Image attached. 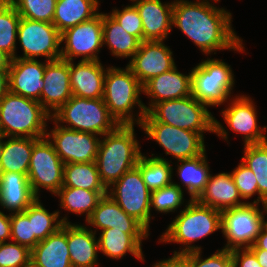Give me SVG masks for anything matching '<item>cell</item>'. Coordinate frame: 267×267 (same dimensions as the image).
I'll list each match as a JSON object with an SVG mask.
<instances>
[{"instance_id": "obj_19", "label": "cell", "mask_w": 267, "mask_h": 267, "mask_svg": "<svg viewBox=\"0 0 267 267\" xmlns=\"http://www.w3.org/2000/svg\"><path fill=\"white\" fill-rule=\"evenodd\" d=\"M9 91L40 103L44 88L45 62L37 59L14 58L9 61Z\"/></svg>"}, {"instance_id": "obj_34", "label": "cell", "mask_w": 267, "mask_h": 267, "mask_svg": "<svg viewBox=\"0 0 267 267\" xmlns=\"http://www.w3.org/2000/svg\"><path fill=\"white\" fill-rule=\"evenodd\" d=\"M62 187L81 188L91 191H108L100 179L95 162L64 164Z\"/></svg>"}, {"instance_id": "obj_47", "label": "cell", "mask_w": 267, "mask_h": 267, "mask_svg": "<svg viewBox=\"0 0 267 267\" xmlns=\"http://www.w3.org/2000/svg\"><path fill=\"white\" fill-rule=\"evenodd\" d=\"M152 267H189V253H174L171 258L159 261Z\"/></svg>"}, {"instance_id": "obj_12", "label": "cell", "mask_w": 267, "mask_h": 267, "mask_svg": "<svg viewBox=\"0 0 267 267\" xmlns=\"http://www.w3.org/2000/svg\"><path fill=\"white\" fill-rule=\"evenodd\" d=\"M33 194L39 198L40 187L56 194L63 186L64 163L47 137L34 145L28 170Z\"/></svg>"}, {"instance_id": "obj_13", "label": "cell", "mask_w": 267, "mask_h": 267, "mask_svg": "<svg viewBox=\"0 0 267 267\" xmlns=\"http://www.w3.org/2000/svg\"><path fill=\"white\" fill-rule=\"evenodd\" d=\"M17 39L23 48V57L16 58L36 59L44 56L45 61H55L61 57V33L53 23L20 19Z\"/></svg>"}, {"instance_id": "obj_33", "label": "cell", "mask_w": 267, "mask_h": 267, "mask_svg": "<svg viewBox=\"0 0 267 267\" xmlns=\"http://www.w3.org/2000/svg\"><path fill=\"white\" fill-rule=\"evenodd\" d=\"M244 148V156L241 160L257 179L259 196L253 202H262L264 212H267V141L260 144H247Z\"/></svg>"}, {"instance_id": "obj_46", "label": "cell", "mask_w": 267, "mask_h": 267, "mask_svg": "<svg viewBox=\"0 0 267 267\" xmlns=\"http://www.w3.org/2000/svg\"><path fill=\"white\" fill-rule=\"evenodd\" d=\"M234 267H261L255 254L249 248L231 250Z\"/></svg>"}, {"instance_id": "obj_20", "label": "cell", "mask_w": 267, "mask_h": 267, "mask_svg": "<svg viewBox=\"0 0 267 267\" xmlns=\"http://www.w3.org/2000/svg\"><path fill=\"white\" fill-rule=\"evenodd\" d=\"M136 7L143 26V41H164L172 28L173 2L136 0Z\"/></svg>"}, {"instance_id": "obj_3", "label": "cell", "mask_w": 267, "mask_h": 267, "mask_svg": "<svg viewBox=\"0 0 267 267\" xmlns=\"http://www.w3.org/2000/svg\"><path fill=\"white\" fill-rule=\"evenodd\" d=\"M49 114L36 100L8 91L0 99V130L6 137H46Z\"/></svg>"}, {"instance_id": "obj_17", "label": "cell", "mask_w": 267, "mask_h": 267, "mask_svg": "<svg viewBox=\"0 0 267 267\" xmlns=\"http://www.w3.org/2000/svg\"><path fill=\"white\" fill-rule=\"evenodd\" d=\"M221 112L228 127L236 133L243 134L244 145L267 141V137L262 133L267 127L260 129L257 125L255 104L249 97L241 95L233 98L229 107Z\"/></svg>"}, {"instance_id": "obj_4", "label": "cell", "mask_w": 267, "mask_h": 267, "mask_svg": "<svg viewBox=\"0 0 267 267\" xmlns=\"http://www.w3.org/2000/svg\"><path fill=\"white\" fill-rule=\"evenodd\" d=\"M143 85L126 66L125 69L108 67L105 74L103 100L110 114L121 125H141L146 114L145 104L140 100ZM138 105L140 113L134 118L132 109Z\"/></svg>"}, {"instance_id": "obj_45", "label": "cell", "mask_w": 267, "mask_h": 267, "mask_svg": "<svg viewBox=\"0 0 267 267\" xmlns=\"http://www.w3.org/2000/svg\"><path fill=\"white\" fill-rule=\"evenodd\" d=\"M201 252H189V267H234L231 250H217L206 259L200 257Z\"/></svg>"}, {"instance_id": "obj_43", "label": "cell", "mask_w": 267, "mask_h": 267, "mask_svg": "<svg viewBox=\"0 0 267 267\" xmlns=\"http://www.w3.org/2000/svg\"><path fill=\"white\" fill-rule=\"evenodd\" d=\"M130 35L135 36L140 42L143 41L142 20L136 7L128 5L120 11L116 8L110 14Z\"/></svg>"}, {"instance_id": "obj_2", "label": "cell", "mask_w": 267, "mask_h": 267, "mask_svg": "<svg viewBox=\"0 0 267 267\" xmlns=\"http://www.w3.org/2000/svg\"><path fill=\"white\" fill-rule=\"evenodd\" d=\"M141 154L134 125L120 124L113 131L103 135L95 163L105 187L108 189L127 171L136 167Z\"/></svg>"}, {"instance_id": "obj_16", "label": "cell", "mask_w": 267, "mask_h": 267, "mask_svg": "<svg viewBox=\"0 0 267 267\" xmlns=\"http://www.w3.org/2000/svg\"><path fill=\"white\" fill-rule=\"evenodd\" d=\"M172 55L163 41H142L127 66L144 85L151 78L176 66Z\"/></svg>"}, {"instance_id": "obj_39", "label": "cell", "mask_w": 267, "mask_h": 267, "mask_svg": "<svg viewBox=\"0 0 267 267\" xmlns=\"http://www.w3.org/2000/svg\"><path fill=\"white\" fill-rule=\"evenodd\" d=\"M20 17L52 23L57 0H8Z\"/></svg>"}, {"instance_id": "obj_36", "label": "cell", "mask_w": 267, "mask_h": 267, "mask_svg": "<svg viewBox=\"0 0 267 267\" xmlns=\"http://www.w3.org/2000/svg\"><path fill=\"white\" fill-rule=\"evenodd\" d=\"M136 167L140 170L144 183L150 192L170 185L173 168L167 159L161 156L147 158L140 155Z\"/></svg>"}, {"instance_id": "obj_22", "label": "cell", "mask_w": 267, "mask_h": 267, "mask_svg": "<svg viewBox=\"0 0 267 267\" xmlns=\"http://www.w3.org/2000/svg\"><path fill=\"white\" fill-rule=\"evenodd\" d=\"M70 84L73 96L96 99L103 98L107 68L100 61H69Z\"/></svg>"}, {"instance_id": "obj_50", "label": "cell", "mask_w": 267, "mask_h": 267, "mask_svg": "<svg viewBox=\"0 0 267 267\" xmlns=\"http://www.w3.org/2000/svg\"><path fill=\"white\" fill-rule=\"evenodd\" d=\"M9 91V72L0 70V99Z\"/></svg>"}, {"instance_id": "obj_18", "label": "cell", "mask_w": 267, "mask_h": 267, "mask_svg": "<svg viewBox=\"0 0 267 267\" xmlns=\"http://www.w3.org/2000/svg\"><path fill=\"white\" fill-rule=\"evenodd\" d=\"M43 81L44 88L40 94V103L52 116L73 96L70 84L69 61L62 59L46 61Z\"/></svg>"}, {"instance_id": "obj_25", "label": "cell", "mask_w": 267, "mask_h": 267, "mask_svg": "<svg viewBox=\"0 0 267 267\" xmlns=\"http://www.w3.org/2000/svg\"><path fill=\"white\" fill-rule=\"evenodd\" d=\"M239 198L242 199L231 173L223 172L209 175L205 190L196 200L202 205L223 211L246 203Z\"/></svg>"}, {"instance_id": "obj_6", "label": "cell", "mask_w": 267, "mask_h": 267, "mask_svg": "<svg viewBox=\"0 0 267 267\" xmlns=\"http://www.w3.org/2000/svg\"><path fill=\"white\" fill-rule=\"evenodd\" d=\"M207 107L189 95L181 99L156 103L147 113L157 122L201 134L204 131L214 132L221 138L227 139L225 128L213 117Z\"/></svg>"}, {"instance_id": "obj_55", "label": "cell", "mask_w": 267, "mask_h": 267, "mask_svg": "<svg viewBox=\"0 0 267 267\" xmlns=\"http://www.w3.org/2000/svg\"><path fill=\"white\" fill-rule=\"evenodd\" d=\"M8 0H0V7L4 5Z\"/></svg>"}, {"instance_id": "obj_42", "label": "cell", "mask_w": 267, "mask_h": 267, "mask_svg": "<svg viewBox=\"0 0 267 267\" xmlns=\"http://www.w3.org/2000/svg\"><path fill=\"white\" fill-rule=\"evenodd\" d=\"M31 258V250L17 242L0 243V267H20Z\"/></svg>"}, {"instance_id": "obj_9", "label": "cell", "mask_w": 267, "mask_h": 267, "mask_svg": "<svg viewBox=\"0 0 267 267\" xmlns=\"http://www.w3.org/2000/svg\"><path fill=\"white\" fill-rule=\"evenodd\" d=\"M259 203L246 202L221 211V230L227 244L223 249L250 248L264 226V213Z\"/></svg>"}, {"instance_id": "obj_40", "label": "cell", "mask_w": 267, "mask_h": 267, "mask_svg": "<svg viewBox=\"0 0 267 267\" xmlns=\"http://www.w3.org/2000/svg\"><path fill=\"white\" fill-rule=\"evenodd\" d=\"M184 203L181 185H170L151 192L150 206L161 213L175 212Z\"/></svg>"}, {"instance_id": "obj_49", "label": "cell", "mask_w": 267, "mask_h": 267, "mask_svg": "<svg viewBox=\"0 0 267 267\" xmlns=\"http://www.w3.org/2000/svg\"><path fill=\"white\" fill-rule=\"evenodd\" d=\"M249 249H262L267 250V229L263 226L256 242Z\"/></svg>"}, {"instance_id": "obj_31", "label": "cell", "mask_w": 267, "mask_h": 267, "mask_svg": "<svg viewBox=\"0 0 267 267\" xmlns=\"http://www.w3.org/2000/svg\"><path fill=\"white\" fill-rule=\"evenodd\" d=\"M102 39L103 45L109 46L112 55L132 59L138 51L140 41L130 35L123 27L110 15L102 13Z\"/></svg>"}, {"instance_id": "obj_8", "label": "cell", "mask_w": 267, "mask_h": 267, "mask_svg": "<svg viewBox=\"0 0 267 267\" xmlns=\"http://www.w3.org/2000/svg\"><path fill=\"white\" fill-rule=\"evenodd\" d=\"M191 71V95L207 106H219L231 97L234 74L230 65L207 58Z\"/></svg>"}, {"instance_id": "obj_44", "label": "cell", "mask_w": 267, "mask_h": 267, "mask_svg": "<svg viewBox=\"0 0 267 267\" xmlns=\"http://www.w3.org/2000/svg\"><path fill=\"white\" fill-rule=\"evenodd\" d=\"M231 175L242 199H249L255 193L259 195L256 176L242 161Z\"/></svg>"}, {"instance_id": "obj_11", "label": "cell", "mask_w": 267, "mask_h": 267, "mask_svg": "<svg viewBox=\"0 0 267 267\" xmlns=\"http://www.w3.org/2000/svg\"><path fill=\"white\" fill-rule=\"evenodd\" d=\"M107 195L149 232L152 208L150 206L151 192L137 167L127 171L118 181L114 182L108 188Z\"/></svg>"}, {"instance_id": "obj_38", "label": "cell", "mask_w": 267, "mask_h": 267, "mask_svg": "<svg viewBox=\"0 0 267 267\" xmlns=\"http://www.w3.org/2000/svg\"><path fill=\"white\" fill-rule=\"evenodd\" d=\"M16 8L7 1L0 7V51L10 60L16 58V40L20 23Z\"/></svg>"}, {"instance_id": "obj_52", "label": "cell", "mask_w": 267, "mask_h": 267, "mask_svg": "<svg viewBox=\"0 0 267 267\" xmlns=\"http://www.w3.org/2000/svg\"><path fill=\"white\" fill-rule=\"evenodd\" d=\"M10 59L0 51V70H8Z\"/></svg>"}, {"instance_id": "obj_53", "label": "cell", "mask_w": 267, "mask_h": 267, "mask_svg": "<svg viewBox=\"0 0 267 267\" xmlns=\"http://www.w3.org/2000/svg\"><path fill=\"white\" fill-rule=\"evenodd\" d=\"M20 267H39V266L32 258H30L24 265Z\"/></svg>"}, {"instance_id": "obj_48", "label": "cell", "mask_w": 267, "mask_h": 267, "mask_svg": "<svg viewBox=\"0 0 267 267\" xmlns=\"http://www.w3.org/2000/svg\"><path fill=\"white\" fill-rule=\"evenodd\" d=\"M11 238L10 215H5L0 211V243L6 242Z\"/></svg>"}, {"instance_id": "obj_54", "label": "cell", "mask_w": 267, "mask_h": 267, "mask_svg": "<svg viewBox=\"0 0 267 267\" xmlns=\"http://www.w3.org/2000/svg\"><path fill=\"white\" fill-rule=\"evenodd\" d=\"M4 138H5L4 136H2V137L0 138V160H1L2 152H3V146H4V141H3V139H4Z\"/></svg>"}, {"instance_id": "obj_23", "label": "cell", "mask_w": 267, "mask_h": 267, "mask_svg": "<svg viewBox=\"0 0 267 267\" xmlns=\"http://www.w3.org/2000/svg\"><path fill=\"white\" fill-rule=\"evenodd\" d=\"M88 224L102 229L114 228L126 233H148V231L133 217L129 216L109 196L104 195L86 221Z\"/></svg>"}, {"instance_id": "obj_27", "label": "cell", "mask_w": 267, "mask_h": 267, "mask_svg": "<svg viewBox=\"0 0 267 267\" xmlns=\"http://www.w3.org/2000/svg\"><path fill=\"white\" fill-rule=\"evenodd\" d=\"M31 258L39 267H72L67 244V223L39 241L31 250Z\"/></svg>"}, {"instance_id": "obj_41", "label": "cell", "mask_w": 267, "mask_h": 267, "mask_svg": "<svg viewBox=\"0 0 267 267\" xmlns=\"http://www.w3.org/2000/svg\"><path fill=\"white\" fill-rule=\"evenodd\" d=\"M12 241L28 247L32 250L39 240L35 237L32 227V219L24 212L10 214Z\"/></svg>"}, {"instance_id": "obj_24", "label": "cell", "mask_w": 267, "mask_h": 267, "mask_svg": "<svg viewBox=\"0 0 267 267\" xmlns=\"http://www.w3.org/2000/svg\"><path fill=\"white\" fill-rule=\"evenodd\" d=\"M96 230L67 223V244L72 267H95L99 243Z\"/></svg>"}, {"instance_id": "obj_7", "label": "cell", "mask_w": 267, "mask_h": 267, "mask_svg": "<svg viewBox=\"0 0 267 267\" xmlns=\"http://www.w3.org/2000/svg\"><path fill=\"white\" fill-rule=\"evenodd\" d=\"M63 127L81 132L103 136L116 129L120 124L110 114L103 98L88 99L72 96L51 117ZM72 125V126H71Z\"/></svg>"}, {"instance_id": "obj_5", "label": "cell", "mask_w": 267, "mask_h": 267, "mask_svg": "<svg viewBox=\"0 0 267 267\" xmlns=\"http://www.w3.org/2000/svg\"><path fill=\"white\" fill-rule=\"evenodd\" d=\"M218 229H221V211L190 199L165 230L166 232L160 236V242L184 244L185 248L182 251H174V253L186 254L201 250V247L190 244Z\"/></svg>"}, {"instance_id": "obj_21", "label": "cell", "mask_w": 267, "mask_h": 267, "mask_svg": "<svg viewBox=\"0 0 267 267\" xmlns=\"http://www.w3.org/2000/svg\"><path fill=\"white\" fill-rule=\"evenodd\" d=\"M143 93L151 97L149 107H144L146 112L156 103L187 97L191 95V72L184 75L175 66L147 81Z\"/></svg>"}, {"instance_id": "obj_30", "label": "cell", "mask_w": 267, "mask_h": 267, "mask_svg": "<svg viewBox=\"0 0 267 267\" xmlns=\"http://www.w3.org/2000/svg\"><path fill=\"white\" fill-rule=\"evenodd\" d=\"M38 140L31 137H10L4 141L0 172H16L27 176L33 145Z\"/></svg>"}, {"instance_id": "obj_28", "label": "cell", "mask_w": 267, "mask_h": 267, "mask_svg": "<svg viewBox=\"0 0 267 267\" xmlns=\"http://www.w3.org/2000/svg\"><path fill=\"white\" fill-rule=\"evenodd\" d=\"M148 235L149 233H126L114 228L103 229L98 238L99 251L113 259H120L128 252L143 261L141 244Z\"/></svg>"}, {"instance_id": "obj_29", "label": "cell", "mask_w": 267, "mask_h": 267, "mask_svg": "<svg viewBox=\"0 0 267 267\" xmlns=\"http://www.w3.org/2000/svg\"><path fill=\"white\" fill-rule=\"evenodd\" d=\"M98 5V0H57L52 23L62 33L95 17Z\"/></svg>"}, {"instance_id": "obj_32", "label": "cell", "mask_w": 267, "mask_h": 267, "mask_svg": "<svg viewBox=\"0 0 267 267\" xmlns=\"http://www.w3.org/2000/svg\"><path fill=\"white\" fill-rule=\"evenodd\" d=\"M177 172L181 178V184L188 190L191 200H196L205 190L210 175L206 152L190 159L178 160Z\"/></svg>"}, {"instance_id": "obj_51", "label": "cell", "mask_w": 267, "mask_h": 267, "mask_svg": "<svg viewBox=\"0 0 267 267\" xmlns=\"http://www.w3.org/2000/svg\"><path fill=\"white\" fill-rule=\"evenodd\" d=\"M256 256L261 267H267V250L250 249Z\"/></svg>"}, {"instance_id": "obj_10", "label": "cell", "mask_w": 267, "mask_h": 267, "mask_svg": "<svg viewBox=\"0 0 267 267\" xmlns=\"http://www.w3.org/2000/svg\"><path fill=\"white\" fill-rule=\"evenodd\" d=\"M140 126L147 137L163 147L166 155L177 160L194 158L206 152L204 134L157 122L147 112Z\"/></svg>"}, {"instance_id": "obj_35", "label": "cell", "mask_w": 267, "mask_h": 267, "mask_svg": "<svg viewBox=\"0 0 267 267\" xmlns=\"http://www.w3.org/2000/svg\"><path fill=\"white\" fill-rule=\"evenodd\" d=\"M107 191H91L81 188L62 187L55 195L60 197V206L77 214L86 213V220L92 215L99 200Z\"/></svg>"}, {"instance_id": "obj_1", "label": "cell", "mask_w": 267, "mask_h": 267, "mask_svg": "<svg viewBox=\"0 0 267 267\" xmlns=\"http://www.w3.org/2000/svg\"><path fill=\"white\" fill-rule=\"evenodd\" d=\"M231 13L208 0L173 2L172 26L181 30L203 53L233 49L243 52L242 40L231 26Z\"/></svg>"}, {"instance_id": "obj_14", "label": "cell", "mask_w": 267, "mask_h": 267, "mask_svg": "<svg viewBox=\"0 0 267 267\" xmlns=\"http://www.w3.org/2000/svg\"><path fill=\"white\" fill-rule=\"evenodd\" d=\"M64 40L60 59L73 61V58L83 56L81 60L100 61L97 54L103 47L102 13L62 32L61 43Z\"/></svg>"}, {"instance_id": "obj_56", "label": "cell", "mask_w": 267, "mask_h": 267, "mask_svg": "<svg viewBox=\"0 0 267 267\" xmlns=\"http://www.w3.org/2000/svg\"><path fill=\"white\" fill-rule=\"evenodd\" d=\"M264 227L267 229V221L264 220Z\"/></svg>"}, {"instance_id": "obj_15", "label": "cell", "mask_w": 267, "mask_h": 267, "mask_svg": "<svg viewBox=\"0 0 267 267\" xmlns=\"http://www.w3.org/2000/svg\"><path fill=\"white\" fill-rule=\"evenodd\" d=\"M54 122L55 128L46 133V137L64 164L95 162L100 143V138L96 137L98 135L69 129Z\"/></svg>"}, {"instance_id": "obj_26", "label": "cell", "mask_w": 267, "mask_h": 267, "mask_svg": "<svg viewBox=\"0 0 267 267\" xmlns=\"http://www.w3.org/2000/svg\"><path fill=\"white\" fill-rule=\"evenodd\" d=\"M36 198L25 174L0 172V206L10 214L23 212Z\"/></svg>"}, {"instance_id": "obj_37", "label": "cell", "mask_w": 267, "mask_h": 267, "mask_svg": "<svg viewBox=\"0 0 267 267\" xmlns=\"http://www.w3.org/2000/svg\"><path fill=\"white\" fill-rule=\"evenodd\" d=\"M29 219H32L33 233L35 237L41 241L47 238L50 234L56 232L63 223H70L67 217L59 218V211L53 213L48 212L41 204L39 198L23 211Z\"/></svg>"}]
</instances>
